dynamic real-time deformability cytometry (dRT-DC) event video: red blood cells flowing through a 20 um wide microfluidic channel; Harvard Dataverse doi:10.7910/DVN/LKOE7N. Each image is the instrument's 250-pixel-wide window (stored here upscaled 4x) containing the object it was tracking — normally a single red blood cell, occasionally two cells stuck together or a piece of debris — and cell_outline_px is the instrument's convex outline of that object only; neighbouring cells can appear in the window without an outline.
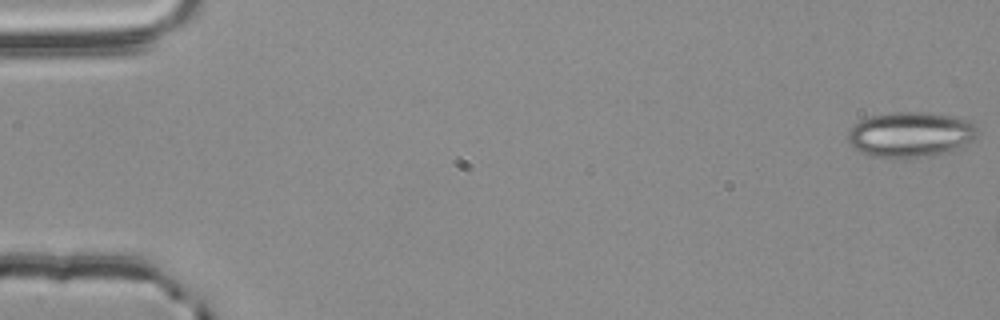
{"species": "common noctule bat (a hibernating species)", "species_latin": "Nyctalus noctula", "temperature_condition": "room temperature", "stored_images_in_passage": 9, "camera_frame_rate_fps": 3000, "um_per_image_px": 0.085, "animal": {"sex": "male", "body_mass_g": 20.4}, "frame": {"image": 1, "passage_image": 1, "time_ms": 0.0, "image_size_px": [1000, 320], "cell_outline_px": [[980, 132], [972, 140], [960, 148], [952, 152], [936, 156], [908, 160], [872, 156], [860, 152], [852, 148], [848, 144], [848, 132], [860, 120], [872, 116], [892, 112], [920, 112], [956, 116], [972, 120], [976, 124]], "centroid_in_image_um": [77.45, 11.47], "position_along_channel_um": 7.5, "area_um2": 35.32}}